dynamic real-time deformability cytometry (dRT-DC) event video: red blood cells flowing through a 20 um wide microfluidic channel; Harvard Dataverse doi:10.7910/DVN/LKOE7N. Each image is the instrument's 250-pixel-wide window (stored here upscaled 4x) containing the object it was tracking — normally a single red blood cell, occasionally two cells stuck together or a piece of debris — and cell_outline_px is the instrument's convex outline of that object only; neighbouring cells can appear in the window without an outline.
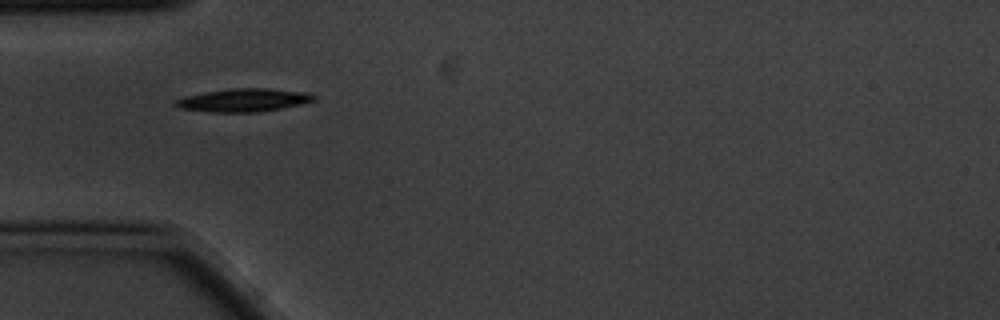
{"species": "common noctule bat (a hibernating species)", "species_latin": "Nyctalus noctula", "temperature_condition": "cold", "stored_images_in_passage": 4, "camera_frame_rate_fps": 3000, "um_per_image_px": 0.085, "animal": {"sex": "male", "body_mass_g": 20.1, "forearm_length_mm": 53.5}, "frame": {"image": 1, "passage_image": 3, "time_ms": 0.667, "image_size_px": [1000, 320], "cell_outline_px": [[316, 100], [300, 104], [260, 112], [212, 112], [180, 108], [172, 104], [172, 100], [184, 96], [204, 92], [232, 88], [268, 88], [304, 92], [316, 96]], "centroid_in_image_um": [20.64, 8.51], "position_along_channel_um": 64.4, "area_um2": 18.67}}